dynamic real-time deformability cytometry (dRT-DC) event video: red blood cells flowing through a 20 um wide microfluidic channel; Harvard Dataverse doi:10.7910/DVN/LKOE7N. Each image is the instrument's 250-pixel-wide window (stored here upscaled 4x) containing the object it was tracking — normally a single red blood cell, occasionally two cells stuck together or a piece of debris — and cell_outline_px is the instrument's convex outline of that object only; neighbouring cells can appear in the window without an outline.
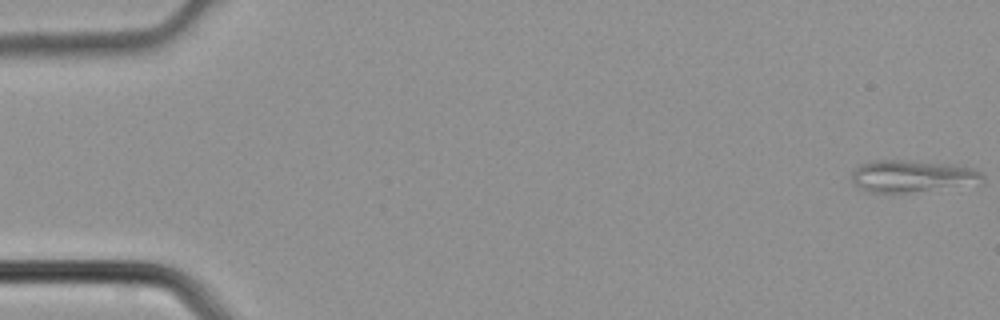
{"species": "common noctule bat (a hibernating species)", "species_latin": "Nyctalus noctula", "temperature_condition": "cold", "stored_images_in_passage": 4, "camera_frame_rate_fps": 3000, "um_per_image_px": 0.085, "animal": {"sex": "male", "body_mass_g": 21.5, "forearm_length_mm": 52.0}, "frame": {"image": 1, "passage_image": 1, "time_ms": 0.0, "image_size_px": [1000, 320], "cell_outline_px": [[984, 184], [908, 192], [868, 192], [860, 188], [852, 180], [852, 172], [860, 164], [868, 160], [908, 160], [964, 164], [980, 172], [984, 176]], "centroid_in_image_um": [77.63, 14.95], "position_along_channel_um": 7.4, "area_um2": 25.03}}